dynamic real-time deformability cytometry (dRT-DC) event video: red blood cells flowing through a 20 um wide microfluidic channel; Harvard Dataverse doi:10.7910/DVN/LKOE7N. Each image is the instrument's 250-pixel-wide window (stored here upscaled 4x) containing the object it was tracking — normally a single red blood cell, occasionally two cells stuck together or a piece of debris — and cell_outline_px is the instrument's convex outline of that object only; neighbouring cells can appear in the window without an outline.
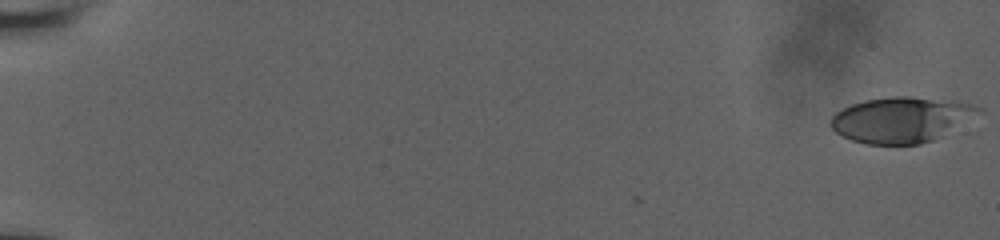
{"species": "human", "species_latin": "Homo sapiens", "temperature_condition": "room temperature", "stored_images_in_passage": 36, "camera_frame_rate_fps": 3000, "um_per_image_px": 0.085, "donor": {"sex": "male"}, "frame": {"image": 1, "passage_image": 1, "time_ms": 0.0, "image_size_px": [1000, 240], "cell_outline_px": [[984, 112], [932, 140], [920, 144], [864, 144], [852, 140], [836, 132], [828, 124], [832, 116], [836, 112], [852, 104], [864, 100], [892, 96], [912, 96], [956, 100], [976, 104], [984, 108]], "centroid_in_image_um": [76.65, 10.14], "position_along_channel_um": 8.3, "area_um2": 39.54}}
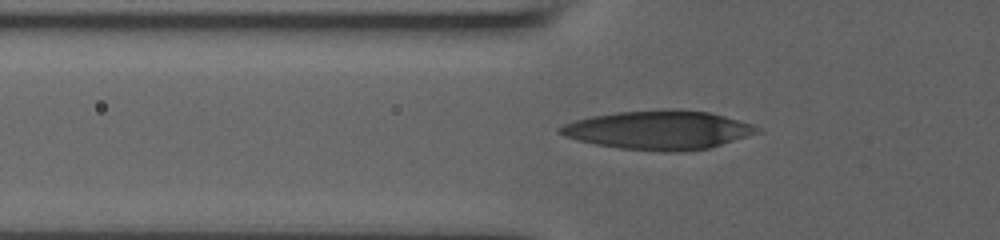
{"frame": {"image": 2, "passage_image": 28, "time_ms": 7.0, "image_size_px": [1000, 240], "cell_outline_px": [[764, 132], [708, 148], [684, 152], [668, 152], [620, 148], [596, 144], [564, 136], [556, 132], [556, 128], [564, 124], [576, 120], [592, 116], [616, 112], [664, 108], [680, 108], [708, 112], [724, 116], [752, 124], [760, 128]], "centroid_in_image_um": [56.02, 11.04], "position_along_channel_um": 69.8, "area_um2": 45.03}}
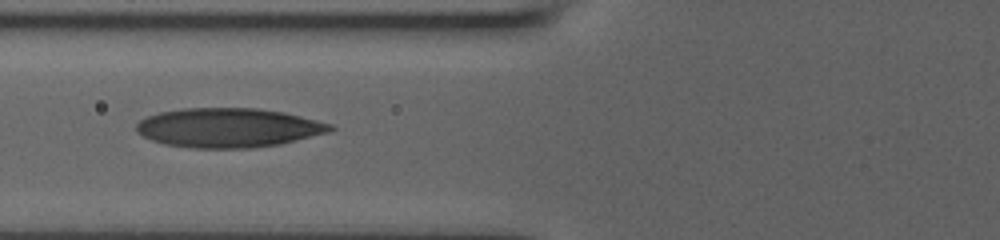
{"frame": {"image": 3, "passage_image": 35, "time_ms": 8.0, "image_size_px": [1000, 240], "cell_outline_px": [[336, 128], [328, 132], [280, 144], [248, 148], [196, 148], [164, 144], [152, 140], [136, 132], [136, 124], [140, 120], [148, 116], [160, 112], [184, 108], [260, 108], [284, 112], [332, 124]], "centroid_in_image_um": [19.4, 10.85], "position_along_channel_um": 106.4, "area_um2": 44.27}}